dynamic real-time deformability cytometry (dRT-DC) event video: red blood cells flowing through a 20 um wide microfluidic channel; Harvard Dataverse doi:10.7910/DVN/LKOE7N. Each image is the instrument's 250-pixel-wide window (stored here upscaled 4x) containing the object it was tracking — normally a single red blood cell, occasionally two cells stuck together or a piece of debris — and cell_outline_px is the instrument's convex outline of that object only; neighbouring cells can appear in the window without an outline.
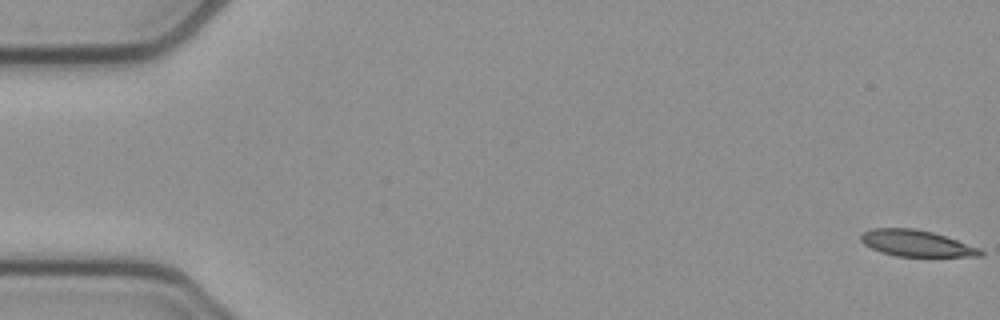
{"species": "common noctule bat (a hibernating species)", "species_latin": "Nyctalus noctula", "temperature_condition": "cold", "stored_images_in_passage": 53, "camera_frame_rate_fps": 3000, "um_per_image_px": 0.085, "animal": {"sex": "female", "body_mass_g": 21.9}, "frame": {"image": 1, "passage_image": 1, "time_ms": 0.0, "image_size_px": [1000, 320], "cell_outline_px": [[984, 256], [896, 256], [880, 252], [864, 244], [860, 240], [860, 236], [864, 232], [872, 228], [912, 228], [932, 232], [980, 248], [984, 252]], "centroid_in_image_um": [77.87, 20.68], "position_along_channel_um": 7.1, "area_um2": 18.15}}
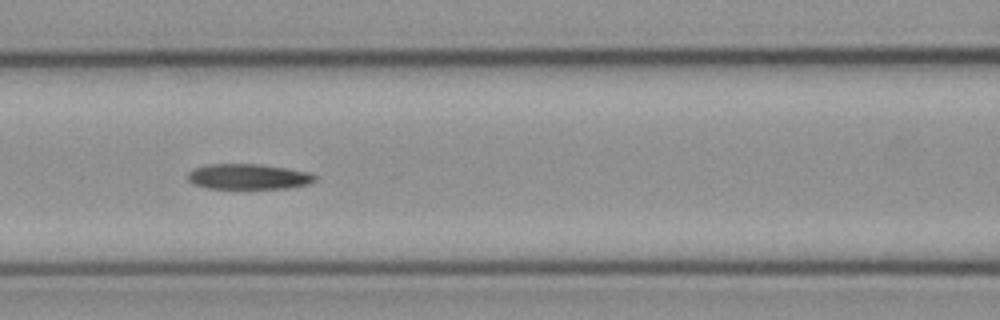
{"frame": {"image": 2, "passage_image": 23, "time_ms": 7.333, "image_size_px": [1000, 320], "cell_outline_px": [[320, 176], [316, 180], [308, 184], [288, 188], [208, 188], [192, 184], [188, 180], [188, 172], [196, 168], [208, 164], [260, 164], [288, 168], [308, 172]], "centroid_in_image_um": [21.15, 15.01], "position_along_channel_um": 145.5, "area_um2": 18.9}}
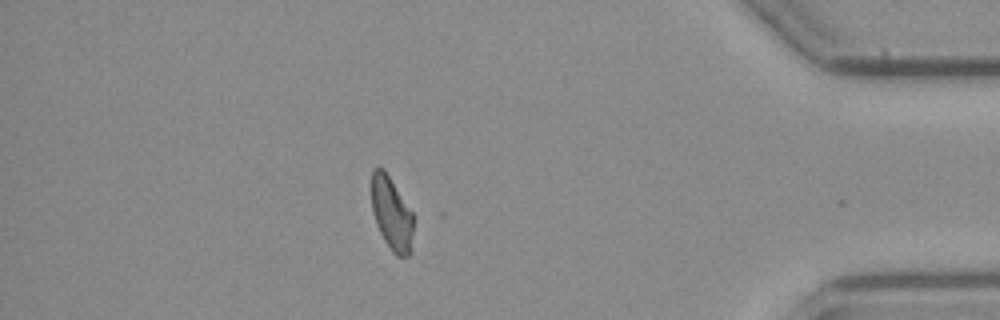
{"frame": {"image": 3, "passage_image": 46, "time_ms": 15.0, "image_size_px": [1000, 320], "cell_outline_px": [[416, 216], [412, 252], [408, 256], [396, 256], [392, 252], [384, 240], [376, 224], [372, 212], [372, 168], [384, 168]], "centroid_in_image_um": [33.35, 18.19], "position_along_channel_um": 401.9, "area_um2": 18.61}, "authors_computed_cell_mechanics": {"area_um2": 19.363, "velocity_mm_per_s": 3.9095, "shape_relaxation_time_tau1_ms": 10.4346, "shape_relaxation_time_tau2_ms": null, "deformation_change_tau1": 0.2047, "deformation_change_tau2": null}}